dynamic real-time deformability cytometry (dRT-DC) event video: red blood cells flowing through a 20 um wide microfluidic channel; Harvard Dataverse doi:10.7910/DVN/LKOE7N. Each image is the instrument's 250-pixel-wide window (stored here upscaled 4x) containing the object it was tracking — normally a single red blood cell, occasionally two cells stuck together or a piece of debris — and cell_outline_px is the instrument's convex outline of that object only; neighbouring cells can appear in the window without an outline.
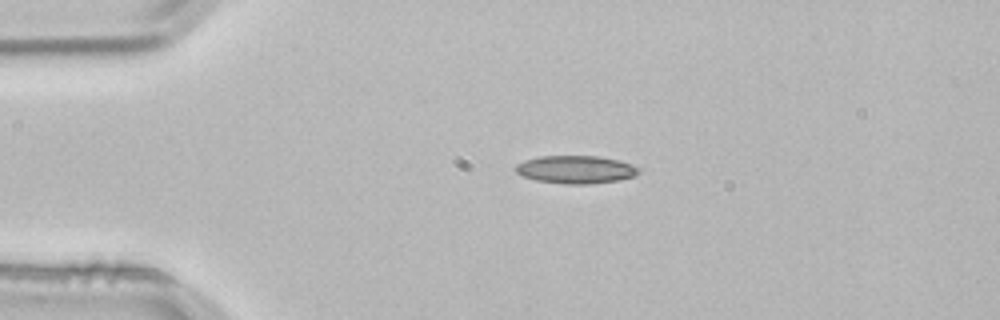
{"species": "common noctule bat (a hibernating species)", "species_latin": "Nyctalus noctula", "temperature_condition": "room temperature", "stored_images_in_passage": 2, "camera_frame_rate_fps": 3000, "um_per_image_px": 0.085, "animal": {"sex": "male", "body_mass_g": 21.5, "forearm_length_mm": 52.0}, "frame": {"image": 1, "passage_image": 1, "time_ms": 0.0, "image_size_px": [1000, 320], "cell_outline_px": [[640, 172], [636, 176], [620, 180], [588, 184], [564, 184], [536, 180], [524, 176], [516, 172], [512, 168], [516, 164], [524, 160], [540, 156], [600, 156], [620, 160], [632, 164], [640, 168]], "centroid_in_image_um": [48.96, 14.4], "position_along_channel_um": 36.0, "area_um2": 20.29}}